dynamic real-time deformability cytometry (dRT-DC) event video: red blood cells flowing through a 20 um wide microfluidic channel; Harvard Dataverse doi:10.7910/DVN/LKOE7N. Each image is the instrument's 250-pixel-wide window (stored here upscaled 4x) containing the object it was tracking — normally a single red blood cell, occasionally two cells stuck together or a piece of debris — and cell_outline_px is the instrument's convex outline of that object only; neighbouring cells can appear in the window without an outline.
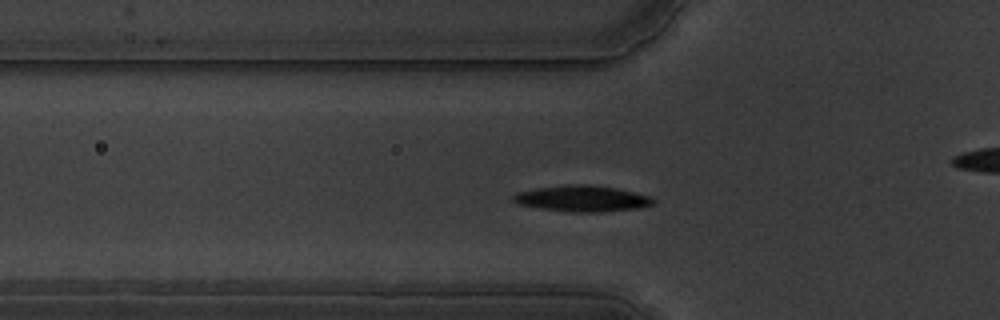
{"species": "common noctule bat (a hibernating species)", "species_latin": "Nyctalus noctula", "temperature_condition": "warm", "stored_images_in_passage": 54, "camera_frame_rate_fps": 3000, "um_per_image_px": 0.085, "animal": {"sex": "male", "body_mass_g": 19.5, "forearm_length_mm": 54.6}, "frame": {"image": 1, "passage_image": 15, "time_ms": 4.667, "image_size_px": [1000, 320], "cell_outline_px": [[656, 200], [652, 204], [640, 208], [604, 212], [572, 212], [540, 208], [516, 204], [512, 200], [512, 196], [516, 192], [536, 188], [568, 184], [592, 184], [616, 188], [652, 196]], "centroid_in_image_um": [49.49, 16.87], "position_along_channel_um": 76.3, "area_um2": 21.56}}
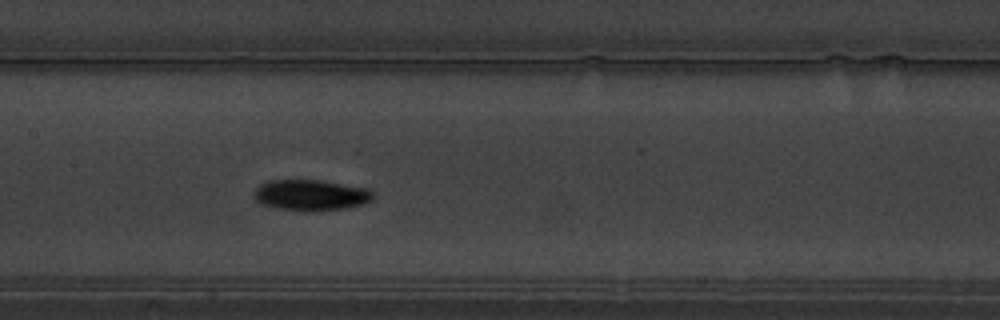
{"frame": {"image": 2, "passage_image": 24, "time_ms": 7.667, "image_size_px": [1000, 320], "cell_outline_px": [[372, 200], [364, 204], [344, 208], [312, 212], [272, 208], [256, 200], [252, 196], [252, 192], [260, 184], [268, 180], [320, 180], [368, 188], [372, 192]], "centroid_in_image_um": [26.38, 16.59], "position_along_channel_um": 181.0, "area_um2": 21.68}}
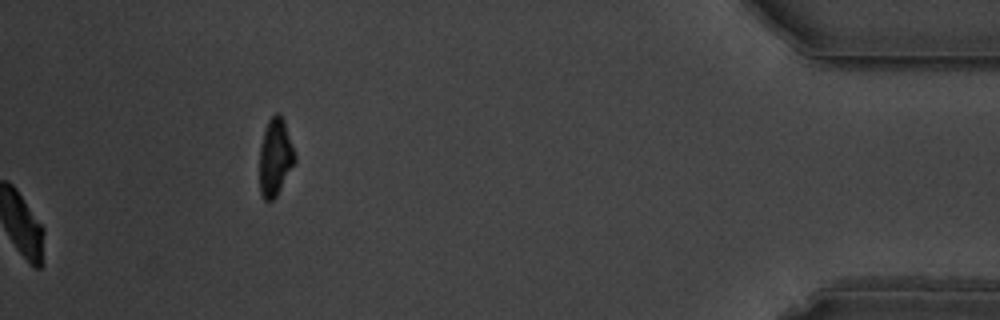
{"frame": {"image": 3, "passage_image": 54, "time_ms": 17.667, "image_size_px": [1000, 320], "cell_outline_px": [[296, 160], [276, 196], [272, 200], [264, 200], [260, 192], [260, 144], [268, 120], [276, 112], [280, 112], [284, 120], [296, 156]], "centroid_in_image_um": [23.39, 13.33], "position_along_channel_um": 411.8, "area_um2": 15.78}, "authors_computed_cell_mechanics": {"area_um2": 20.1144, "velocity_mm_per_s": 3.4852, "shape_relaxation_time_tau1_ms": 2.4175, "shape_relaxation_time_tau2_ms": 9.5842, "deformation_change_tau1": 0.1269, "deformation_change_tau2": 0.093}}